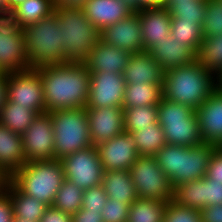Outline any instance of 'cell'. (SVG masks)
Wrapping results in <instances>:
<instances>
[{"instance_id":"1","label":"cell","mask_w":222,"mask_h":222,"mask_svg":"<svg viewBox=\"0 0 222 222\" xmlns=\"http://www.w3.org/2000/svg\"><path fill=\"white\" fill-rule=\"evenodd\" d=\"M41 76L46 112L85 108L90 72L84 63H62L36 69Z\"/></svg>"},{"instance_id":"2","label":"cell","mask_w":222,"mask_h":222,"mask_svg":"<svg viewBox=\"0 0 222 222\" xmlns=\"http://www.w3.org/2000/svg\"><path fill=\"white\" fill-rule=\"evenodd\" d=\"M217 88L218 77L197 60L164 71L163 98L187 105L194 110H197Z\"/></svg>"},{"instance_id":"3","label":"cell","mask_w":222,"mask_h":222,"mask_svg":"<svg viewBox=\"0 0 222 222\" xmlns=\"http://www.w3.org/2000/svg\"><path fill=\"white\" fill-rule=\"evenodd\" d=\"M216 147L209 143L192 147L166 144L156 153L155 158L174 188L179 184L204 178L209 159Z\"/></svg>"},{"instance_id":"4","label":"cell","mask_w":222,"mask_h":222,"mask_svg":"<svg viewBox=\"0 0 222 222\" xmlns=\"http://www.w3.org/2000/svg\"><path fill=\"white\" fill-rule=\"evenodd\" d=\"M62 32L64 63H85L100 39V31L87 19L82 8L54 7Z\"/></svg>"},{"instance_id":"5","label":"cell","mask_w":222,"mask_h":222,"mask_svg":"<svg viewBox=\"0 0 222 222\" xmlns=\"http://www.w3.org/2000/svg\"><path fill=\"white\" fill-rule=\"evenodd\" d=\"M23 36L30 69L64 63L62 32L54 12L24 26Z\"/></svg>"},{"instance_id":"6","label":"cell","mask_w":222,"mask_h":222,"mask_svg":"<svg viewBox=\"0 0 222 222\" xmlns=\"http://www.w3.org/2000/svg\"><path fill=\"white\" fill-rule=\"evenodd\" d=\"M64 179L60 159H52L26 162L11 177V182L25 195L52 206Z\"/></svg>"},{"instance_id":"7","label":"cell","mask_w":222,"mask_h":222,"mask_svg":"<svg viewBox=\"0 0 222 222\" xmlns=\"http://www.w3.org/2000/svg\"><path fill=\"white\" fill-rule=\"evenodd\" d=\"M49 113L54 130L55 159L93 145L85 108L55 110Z\"/></svg>"},{"instance_id":"8","label":"cell","mask_w":222,"mask_h":222,"mask_svg":"<svg viewBox=\"0 0 222 222\" xmlns=\"http://www.w3.org/2000/svg\"><path fill=\"white\" fill-rule=\"evenodd\" d=\"M157 108L158 123L163 128L166 144L192 147L203 143L192 107L162 97Z\"/></svg>"},{"instance_id":"9","label":"cell","mask_w":222,"mask_h":222,"mask_svg":"<svg viewBox=\"0 0 222 222\" xmlns=\"http://www.w3.org/2000/svg\"><path fill=\"white\" fill-rule=\"evenodd\" d=\"M139 198L173 200V186L155 156L139 155L129 169Z\"/></svg>"},{"instance_id":"10","label":"cell","mask_w":222,"mask_h":222,"mask_svg":"<svg viewBox=\"0 0 222 222\" xmlns=\"http://www.w3.org/2000/svg\"><path fill=\"white\" fill-rule=\"evenodd\" d=\"M30 69L25 49L23 27L11 14L0 16V73Z\"/></svg>"},{"instance_id":"11","label":"cell","mask_w":222,"mask_h":222,"mask_svg":"<svg viewBox=\"0 0 222 222\" xmlns=\"http://www.w3.org/2000/svg\"><path fill=\"white\" fill-rule=\"evenodd\" d=\"M64 177L82 190L102 184L103 167L94 145L60 159Z\"/></svg>"},{"instance_id":"12","label":"cell","mask_w":222,"mask_h":222,"mask_svg":"<svg viewBox=\"0 0 222 222\" xmlns=\"http://www.w3.org/2000/svg\"><path fill=\"white\" fill-rule=\"evenodd\" d=\"M7 101L38 114L46 113L40 73L36 69L8 73Z\"/></svg>"},{"instance_id":"13","label":"cell","mask_w":222,"mask_h":222,"mask_svg":"<svg viewBox=\"0 0 222 222\" xmlns=\"http://www.w3.org/2000/svg\"><path fill=\"white\" fill-rule=\"evenodd\" d=\"M26 161L52 160L54 153V130L49 112L38 114L22 134Z\"/></svg>"},{"instance_id":"14","label":"cell","mask_w":222,"mask_h":222,"mask_svg":"<svg viewBox=\"0 0 222 222\" xmlns=\"http://www.w3.org/2000/svg\"><path fill=\"white\" fill-rule=\"evenodd\" d=\"M125 85L123 74L91 72L89 98L85 108L114 106L123 108Z\"/></svg>"},{"instance_id":"15","label":"cell","mask_w":222,"mask_h":222,"mask_svg":"<svg viewBox=\"0 0 222 222\" xmlns=\"http://www.w3.org/2000/svg\"><path fill=\"white\" fill-rule=\"evenodd\" d=\"M95 147L104 171L129 170L139 156L135 142L127 132L97 144Z\"/></svg>"},{"instance_id":"16","label":"cell","mask_w":222,"mask_h":222,"mask_svg":"<svg viewBox=\"0 0 222 222\" xmlns=\"http://www.w3.org/2000/svg\"><path fill=\"white\" fill-rule=\"evenodd\" d=\"M85 110L94 146L124 132V109L122 107H96L85 108Z\"/></svg>"},{"instance_id":"17","label":"cell","mask_w":222,"mask_h":222,"mask_svg":"<svg viewBox=\"0 0 222 222\" xmlns=\"http://www.w3.org/2000/svg\"><path fill=\"white\" fill-rule=\"evenodd\" d=\"M100 39L107 44L134 54L143 51L140 19L137 12L128 18L105 27L100 31Z\"/></svg>"},{"instance_id":"18","label":"cell","mask_w":222,"mask_h":222,"mask_svg":"<svg viewBox=\"0 0 222 222\" xmlns=\"http://www.w3.org/2000/svg\"><path fill=\"white\" fill-rule=\"evenodd\" d=\"M195 113L203 143L218 147L222 143V89L218 87Z\"/></svg>"},{"instance_id":"19","label":"cell","mask_w":222,"mask_h":222,"mask_svg":"<svg viewBox=\"0 0 222 222\" xmlns=\"http://www.w3.org/2000/svg\"><path fill=\"white\" fill-rule=\"evenodd\" d=\"M140 19L143 51H150L171 36V16L165 7H145L137 11Z\"/></svg>"},{"instance_id":"20","label":"cell","mask_w":222,"mask_h":222,"mask_svg":"<svg viewBox=\"0 0 222 222\" xmlns=\"http://www.w3.org/2000/svg\"><path fill=\"white\" fill-rule=\"evenodd\" d=\"M130 55L129 52L99 39L90 50L89 57L84 64L90 73L106 71L123 74Z\"/></svg>"},{"instance_id":"21","label":"cell","mask_w":222,"mask_h":222,"mask_svg":"<svg viewBox=\"0 0 222 222\" xmlns=\"http://www.w3.org/2000/svg\"><path fill=\"white\" fill-rule=\"evenodd\" d=\"M87 19L99 30L128 18L134 11L120 0H87L82 7Z\"/></svg>"},{"instance_id":"22","label":"cell","mask_w":222,"mask_h":222,"mask_svg":"<svg viewBox=\"0 0 222 222\" xmlns=\"http://www.w3.org/2000/svg\"><path fill=\"white\" fill-rule=\"evenodd\" d=\"M164 71L148 51H141L130 55L123 76L126 84H163Z\"/></svg>"},{"instance_id":"23","label":"cell","mask_w":222,"mask_h":222,"mask_svg":"<svg viewBox=\"0 0 222 222\" xmlns=\"http://www.w3.org/2000/svg\"><path fill=\"white\" fill-rule=\"evenodd\" d=\"M26 162L22 135L0 123V169L12 177Z\"/></svg>"},{"instance_id":"24","label":"cell","mask_w":222,"mask_h":222,"mask_svg":"<svg viewBox=\"0 0 222 222\" xmlns=\"http://www.w3.org/2000/svg\"><path fill=\"white\" fill-rule=\"evenodd\" d=\"M149 53L164 70L181 67L196 60V53L190 47L181 45L180 41L171 36L155 45Z\"/></svg>"},{"instance_id":"25","label":"cell","mask_w":222,"mask_h":222,"mask_svg":"<svg viewBox=\"0 0 222 222\" xmlns=\"http://www.w3.org/2000/svg\"><path fill=\"white\" fill-rule=\"evenodd\" d=\"M102 185L108 198L131 204L138 198L129 170L103 172Z\"/></svg>"},{"instance_id":"26","label":"cell","mask_w":222,"mask_h":222,"mask_svg":"<svg viewBox=\"0 0 222 222\" xmlns=\"http://www.w3.org/2000/svg\"><path fill=\"white\" fill-rule=\"evenodd\" d=\"M6 191L12 203L13 216L26 220L39 222L48 207L45 203L40 202L37 198L25 195L11 181Z\"/></svg>"},{"instance_id":"27","label":"cell","mask_w":222,"mask_h":222,"mask_svg":"<svg viewBox=\"0 0 222 222\" xmlns=\"http://www.w3.org/2000/svg\"><path fill=\"white\" fill-rule=\"evenodd\" d=\"M162 86L152 83L126 84L123 108L157 106L163 97Z\"/></svg>"},{"instance_id":"28","label":"cell","mask_w":222,"mask_h":222,"mask_svg":"<svg viewBox=\"0 0 222 222\" xmlns=\"http://www.w3.org/2000/svg\"><path fill=\"white\" fill-rule=\"evenodd\" d=\"M38 113L33 109L23 108L14 102L7 101L0 112V123L22 135L37 117Z\"/></svg>"},{"instance_id":"29","label":"cell","mask_w":222,"mask_h":222,"mask_svg":"<svg viewBox=\"0 0 222 222\" xmlns=\"http://www.w3.org/2000/svg\"><path fill=\"white\" fill-rule=\"evenodd\" d=\"M135 142L139 155L155 156L166 145L163 128L159 123L150 124L130 134Z\"/></svg>"},{"instance_id":"30","label":"cell","mask_w":222,"mask_h":222,"mask_svg":"<svg viewBox=\"0 0 222 222\" xmlns=\"http://www.w3.org/2000/svg\"><path fill=\"white\" fill-rule=\"evenodd\" d=\"M196 60L219 77L222 74V35L204 37L196 53Z\"/></svg>"},{"instance_id":"31","label":"cell","mask_w":222,"mask_h":222,"mask_svg":"<svg viewBox=\"0 0 222 222\" xmlns=\"http://www.w3.org/2000/svg\"><path fill=\"white\" fill-rule=\"evenodd\" d=\"M54 11L53 0H25L10 14L22 27L40 21Z\"/></svg>"},{"instance_id":"32","label":"cell","mask_w":222,"mask_h":222,"mask_svg":"<svg viewBox=\"0 0 222 222\" xmlns=\"http://www.w3.org/2000/svg\"><path fill=\"white\" fill-rule=\"evenodd\" d=\"M167 202L138 197L130 204L128 222H163Z\"/></svg>"},{"instance_id":"33","label":"cell","mask_w":222,"mask_h":222,"mask_svg":"<svg viewBox=\"0 0 222 222\" xmlns=\"http://www.w3.org/2000/svg\"><path fill=\"white\" fill-rule=\"evenodd\" d=\"M171 37L181 42V45L190 47L195 53L203 40L202 23L193 20L171 18Z\"/></svg>"},{"instance_id":"34","label":"cell","mask_w":222,"mask_h":222,"mask_svg":"<svg viewBox=\"0 0 222 222\" xmlns=\"http://www.w3.org/2000/svg\"><path fill=\"white\" fill-rule=\"evenodd\" d=\"M124 109V132L131 134L136 130L158 123L157 106L128 107Z\"/></svg>"},{"instance_id":"35","label":"cell","mask_w":222,"mask_h":222,"mask_svg":"<svg viewBox=\"0 0 222 222\" xmlns=\"http://www.w3.org/2000/svg\"><path fill=\"white\" fill-rule=\"evenodd\" d=\"M203 178L185 182L174 187L173 201L183 207L202 209Z\"/></svg>"},{"instance_id":"36","label":"cell","mask_w":222,"mask_h":222,"mask_svg":"<svg viewBox=\"0 0 222 222\" xmlns=\"http://www.w3.org/2000/svg\"><path fill=\"white\" fill-rule=\"evenodd\" d=\"M82 199L83 190L76 184L64 179L52 206L69 214H75L82 208Z\"/></svg>"},{"instance_id":"37","label":"cell","mask_w":222,"mask_h":222,"mask_svg":"<svg viewBox=\"0 0 222 222\" xmlns=\"http://www.w3.org/2000/svg\"><path fill=\"white\" fill-rule=\"evenodd\" d=\"M203 37L222 35V0H206Z\"/></svg>"},{"instance_id":"38","label":"cell","mask_w":222,"mask_h":222,"mask_svg":"<svg viewBox=\"0 0 222 222\" xmlns=\"http://www.w3.org/2000/svg\"><path fill=\"white\" fill-rule=\"evenodd\" d=\"M206 0H191V2L174 3L168 10L174 19L193 20L202 23L205 17Z\"/></svg>"},{"instance_id":"39","label":"cell","mask_w":222,"mask_h":222,"mask_svg":"<svg viewBox=\"0 0 222 222\" xmlns=\"http://www.w3.org/2000/svg\"><path fill=\"white\" fill-rule=\"evenodd\" d=\"M163 222H202L200 211L183 207L173 200L167 202Z\"/></svg>"},{"instance_id":"40","label":"cell","mask_w":222,"mask_h":222,"mask_svg":"<svg viewBox=\"0 0 222 222\" xmlns=\"http://www.w3.org/2000/svg\"><path fill=\"white\" fill-rule=\"evenodd\" d=\"M130 205L108 198L101 210L103 222H128Z\"/></svg>"},{"instance_id":"41","label":"cell","mask_w":222,"mask_h":222,"mask_svg":"<svg viewBox=\"0 0 222 222\" xmlns=\"http://www.w3.org/2000/svg\"><path fill=\"white\" fill-rule=\"evenodd\" d=\"M108 200L102 184L83 190L82 208L89 211H101Z\"/></svg>"},{"instance_id":"42","label":"cell","mask_w":222,"mask_h":222,"mask_svg":"<svg viewBox=\"0 0 222 222\" xmlns=\"http://www.w3.org/2000/svg\"><path fill=\"white\" fill-rule=\"evenodd\" d=\"M211 205H222V183L203 178L202 209Z\"/></svg>"},{"instance_id":"43","label":"cell","mask_w":222,"mask_h":222,"mask_svg":"<svg viewBox=\"0 0 222 222\" xmlns=\"http://www.w3.org/2000/svg\"><path fill=\"white\" fill-rule=\"evenodd\" d=\"M206 176L222 183V149L219 147H216L211 154Z\"/></svg>"},{"instance_id":"44","label":"cell","mask_w":222,"mask_h":222,"mask_svg":"<svg viewBox=\"0 0 222 222\" xmlns=\"http://www.w3.org/2000/svg\"><path fill=\"white\" fill-rule=\"evenodd\" d=\"M39 222H72V214L48 206Z\"/></svg>"},{"instance_id":"45","label":"cell","mask_w":222,"mask_h":222,"mask_svg":"<svg viewBox=\"0 0 222 222\" xmlns=\"http://www.w3.org/2000/svg\"><path fill=\"white\" fill-rule=\"evenodd\" d=\"M13 217L12 203L5 191L0 194V222H12Z\"/></svg>"},{"instance_id":"46","label":"cell","mask_w":222,"mask_h":222,"mask_svg":"<svg viewBox=\"0 0 222 222\" xmlns=\"http://www.w3.org/2000/svg\"><path fill=\"white\" fill-rule=\"evenodd\" d=\"M72 222H103L101 211H89L80 208L72 214Z\"/></svg>"},{"instance_id":"47","label":"cell","mask_w":222,"mask_h":222,"mask_svg":"<svg viewBox=\"0 0 222 222\" xmlns=\"http://www.w3.org/2000/svg\"><path fill=\"white\" fill-rule=\"evenodd\" d=\"M202 222H222V205H211L200 210Z\"/></svg>"},{"instance_id":"48","label":"cell","mask_w":222,"mask_h":222,"mask_svg":"<svg viewBox=\"0 0 222 222\" xmlns=\"http://www.w3.org/2000/svg\"><path fill=\"white\" fill-rule=\"evenodd\" d=\"M87 0H53L54 7L82 8Z\"/></svg>"},{"instance_id":"49","label":"cell","mask_w":222,"mask_h":222,"mask_svg":"<svg viewBox=\"0 0 222 222\" xmlns=\"http://www.w3.org/2000/svg\"><path fill=\"white\" fill-rule=\"evenodd\" d=\"M8 73H0V112L7 102Z\"/></svg>"},{"instance_id":"50","label":"cell","mask_w":222,"mask_h":222,"mask_svg":"<svg viewBox=\"0 0 222 222\" xmlns=\"http://www.w3.org/2000/svg\"><path fill=\"white\" fill-rule=\"evenodd\" d=\"M136 2L141 8L162 7L165 3V0H136Z\"/></svg>"},{"instance_id":"51","label":"cell","mask_w":222,"mask_h":222,"mask_svg":"<svg viewBox=\"0 0 222 222\" xmlns=\"http://www.w3.org/2000/svg\"><path fill=\"white\" fill-rule=\"evenodd\" d=\"M10 181L11 177H9L2 169H0V194L6 191Z\"/></svg>"},{"instance_id":"52","label":"cell","mask_w":222,"mask_h":222,"mask_svg":"<svg viewBox=\"0 0 222 222\" xmlns=\"http://www.w3.org/2000/svg\"><path fill=\"white\" fill-rule=\"evenodd\" d=\"M25 0H7L6 13L10 14L17 6L22 4Z\"/></svg>"},{"instance_id":"53","label":"cell","mask_w":222,"mask_h":222,"mask_svg":"<svg viewBox=\"0 0 222 222\" xmlns=\"http://www.w3.org/2000/svg\"><path fill=\"white\" fill-rule=\"evenodd\" d=\"M123 4H126L130 7L134 12H137L141 9V7L137 4L136 0H120Z\"/></svg>"},{"instance_id":"54","label":"cell","mask_w":222,"mask_h":222,"mask_svg":"<svg viewBox=\"0 0 222 222\" xmlns=\"http://www.w3.org/2000/svg\"><path fill=\"white\" fill-rule=\"evenodd\" d=\"M191 2V0H165L163 7L169 9L174 3Z\"/></svg>"},{"instance_id":"55","label":"cell","mask_w":222,"mask_h":222,"mask_svg":"<svg viewBox=\"0 0 222 222\" xmlns=\"http://www.w3.org/2000/svg\"><path fill=\"white\" fill-rule=\"evenodd\" d=\"M6 3L7 0H0V11L2 13H6Z\"/></svg>"},{"instance_id":"56","label":"cell","mask_w":222,"mask_h":222,"mask_svg":"<svg viewBox=\"0 0 222 222\" xmlns=\"http://www.w3.org/2000/svg\"><path fill=\"white\" fill-rule=\"evenodd\" d=\"M12 222H34L33 220H26L23 218H17V217H13Z\"/></svg>"},{"instance_id":"57","label":"cell","mask_w":222,"mask_h":222,"mask_svg":"<svg viewBox=\"0 0 222 222\" xmlns=\"http://www.w3.org/2000/svg\"><path fill=\"white\" fill-rule=\"evenodd\" d=\"M218 87L222 89V74L218 77Z\"/></svg>"}]
</instances>
